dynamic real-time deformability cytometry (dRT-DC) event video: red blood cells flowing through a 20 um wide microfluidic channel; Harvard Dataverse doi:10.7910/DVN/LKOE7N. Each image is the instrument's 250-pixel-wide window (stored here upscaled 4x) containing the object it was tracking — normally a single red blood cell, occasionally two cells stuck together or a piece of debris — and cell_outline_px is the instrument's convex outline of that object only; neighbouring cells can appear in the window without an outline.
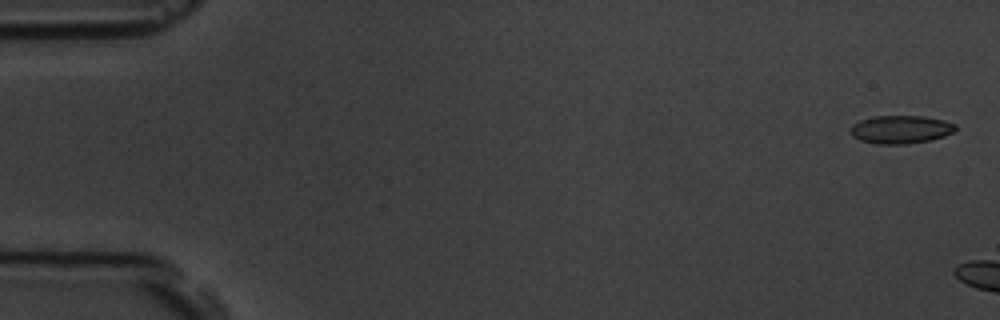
{"species": "common noctule bat (a hibernating species)", "species_latin": "Nyctalus noctula", "temperature_condition": "room temperature", "stored_images_in_passage": 2, "camera_frame_rate_fps": 3000, "um_per_image_px": 0.085, "animal": {"sex": "male", "body_mass_g": 19.5, "forearm_length_mm": 54.6}, "frame": {"image": 1, "passage_image": 1, "time_ms": 0.0, "image_size_px": [1000, 320], "cell_outline_px": [[956, 128], [952, 132], [944, 136], [932, 140], [904, 144], [876, 144], [860, 140], [852, 136], [848, 132], [848, 128], [852, 124], [860, 120], [872, 116], [924, 116], [944, 120], [956, 124]], "centroid_in_image_um": [76.51, 11.0], "position_along_channel_um": 8.5, "area_um2": 17.46}}